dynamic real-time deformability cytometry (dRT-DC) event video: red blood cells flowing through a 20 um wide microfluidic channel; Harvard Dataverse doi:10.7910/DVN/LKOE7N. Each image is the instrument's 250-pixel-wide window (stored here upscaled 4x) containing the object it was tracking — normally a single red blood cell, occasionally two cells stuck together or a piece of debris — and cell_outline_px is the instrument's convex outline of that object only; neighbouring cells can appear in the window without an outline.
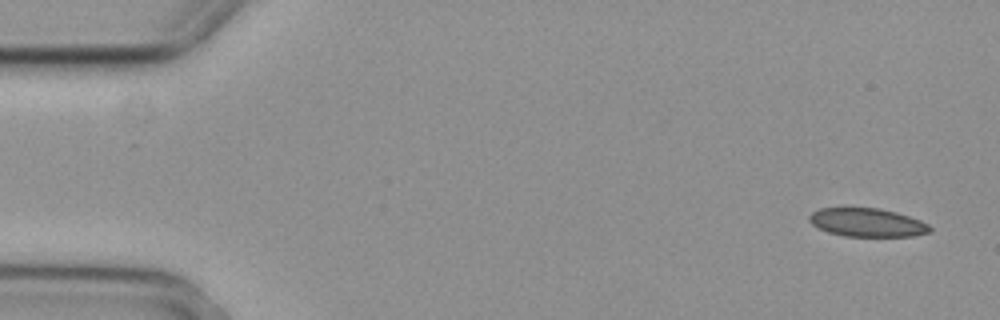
{"species": "common noctule bat (a hibernating species)", "species_latin": "Nyctalus noctula", "temperature_condition": "cold", "stored_images_in_passage": 6, "camera_frame_rate_fps": 3000, "um_per_image_px": 0.085, "animal": {"sex": "female", "body_mass_g": 29.2, "forearm_length_mm": 56.3}, "frame": {"image": 1, "passage_image": 1, "time_ms": 0.0, "image_size_px": [1000, 320], "cell_outline_px": [[932, 232], [912, 236], [844, 236], [828, 232], [812, 224], [808, 220], [808, 216], [812, 212], [820, 208], [880, 208], [896, 212], [920, 220], [928, 224], [932, 228]], "centroid_in_image_um": [73.72, 18.91], "position_along_channel_um": 11.3, "area_um2": 20.0}}
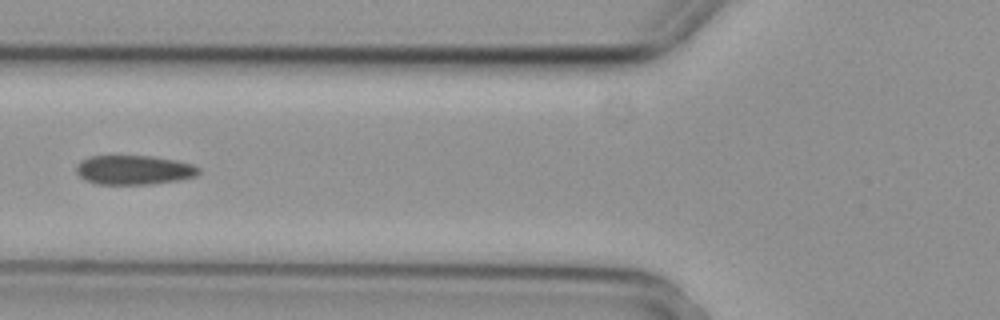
{"frame": {"image": 2, "passage_image": 5, "time_ms": 1.333, "image_size_px": [1000, 320], "cell_outline_px": [[200, 172], [196, 176], [180, 180], [152, 184], [96, 184], [80, 176], [76, 172], [76, 164], [80, 160], [88, 156], [152, 156], [176, 160], [192, 164], [200, 168]], "centroid_in_image_um": [11.39, 14.44], "position_along_channel_um": 114.4, "area_um2": 21.04}}
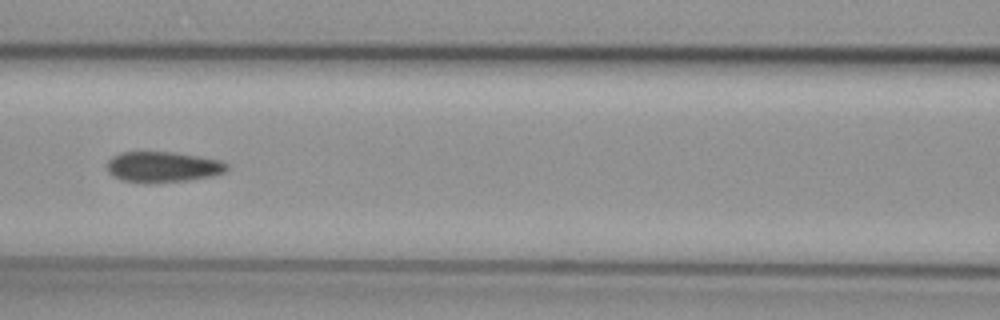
{"frame": {"image": 3, "passage_image": 6, "time_ms": 1.667, "image_size_px": [1000, 320], "cell_outline_px": [[228, 168], [224, 172], [212, 176], [188, 180], [152, 184], [144, 184], [120, 180], [112, 176], [104, 168], [108, 160], [112, 156], [120, 152], [176, 152], [200, 156], [220, 160], [228, 164]], "centroid_in_image_um": [13.78, 14.2], "position_along_channel_um": 152.8, "area_um2": 22.02}}